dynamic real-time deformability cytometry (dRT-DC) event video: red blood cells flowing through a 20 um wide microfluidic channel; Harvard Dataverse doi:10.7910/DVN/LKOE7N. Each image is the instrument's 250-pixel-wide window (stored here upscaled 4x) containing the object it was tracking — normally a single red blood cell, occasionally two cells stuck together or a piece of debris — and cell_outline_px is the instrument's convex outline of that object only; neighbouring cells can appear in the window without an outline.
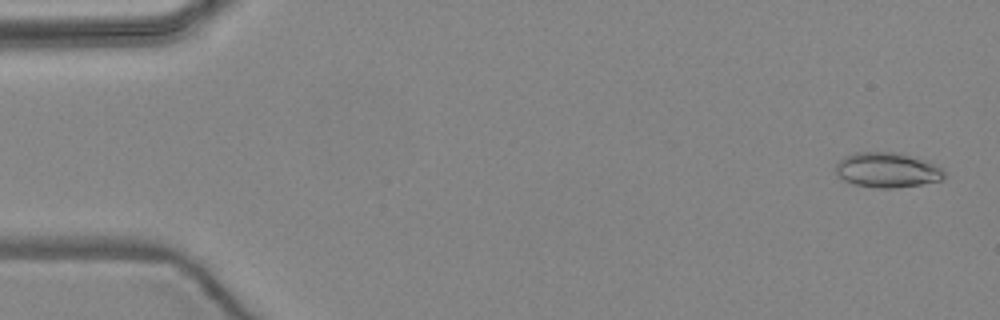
{"species": "common noctule bat (a hibernating species)", "species_latin": "Nyctalus noctula", "temperature_condition": "warm", "stored_images_in_passage": 6, "camera_frame_rate_fps": 3000, "um_per_image_px": 0.085, "animal": {"sex": "female", "body_mass_g": 24.6, "forearm_length_mm": 56.2}, "frame": {"image": 1, "passage_image": 1, "time_ms": 0.0, "image_size_px": [1000, 320], "cell_outline_px": [[944, 180], [896, 188], [876, 188], [852, 184], [844, 180], [836, 172], [836, 164], [844, 156], [856, 152], [900, 152], [928, 160], [940, 168], [944, 172]], "centroid_in_image_um": [75.43, 14.44], "position_along_channel_um": 9.6, "area_um2": 22.31}}
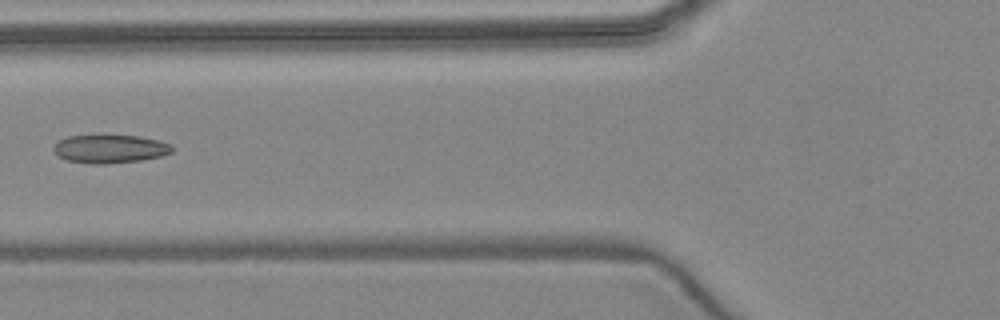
{"frame": {"image": 2, "passage_image": 6, "time_ms": 6.0, "image_size_px": [1000, 320], "cell_outline_px": [[172, 152], [160, 156], [140, 160], [104, 164], [92, 164], [68, 160], [60, 156], [52, 148], [56, 140], [68, 136], [100, 132], [140, 136], [160, 140], [172, 144]], "centroid_in_image_um": [9.32, 12.59], "position_along_channel_um": 116.5, "area_um2": 20.46}}